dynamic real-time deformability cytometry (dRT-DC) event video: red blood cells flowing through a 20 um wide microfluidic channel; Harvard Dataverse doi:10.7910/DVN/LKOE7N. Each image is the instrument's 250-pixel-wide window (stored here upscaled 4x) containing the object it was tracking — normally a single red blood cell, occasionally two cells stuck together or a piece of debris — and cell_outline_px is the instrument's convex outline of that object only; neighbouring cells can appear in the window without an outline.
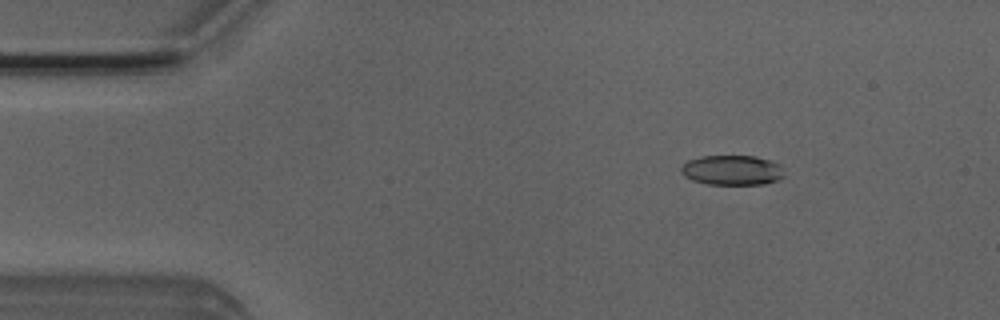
{"species": "Egyptian fruit bat (a non-hibernating species)", "species_latin": "Rousettus aegyptiacus", "temperature_condition": "room temperature", "stored_images_in_passage": 45, "camera_frame_rate_fps": 3000, "um_per_image_px": 0.085, "animal": {"sex": "male"}, "frame": {"image": 1, "passage_image": 1, "time_ms": 0.0, "image_size_px": [1000, 320], "cell_outline_px": [[784, 176], [776, 180], [760, 184], [708, 184], [692, 180], [684, 176], [680, 172], [680, 168], [688, 160], [700, 156], [756, 156], [780, 164]], "centroid_in_image_um": [62.19, 14.46], "position_along_channel_um": 22.8, "area_um2": 17.86}}
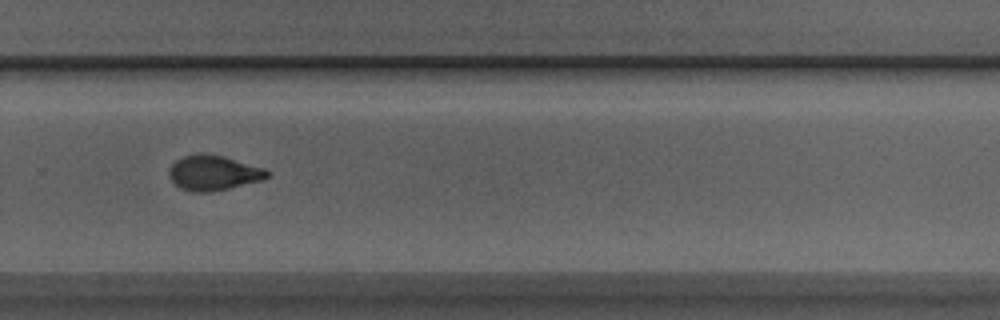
{"frame": {"image": 2, "passage_image": 28, "time_ms": 9.0, "image_size_px": [1000, 320], "cell_outline_px": [[268, 176], [264, 180], [228, 188], [208, 192], [196, 192], [180, 188], [168, 176], [168, 172], [172, 164], [176, 160], [184, 156], [224, 156], [264, 168], [268, 172]], "centroid_in_image_um": [18.16, 14.72], "position_along_channel_um": 311.6, "area_um2": 19.36}}
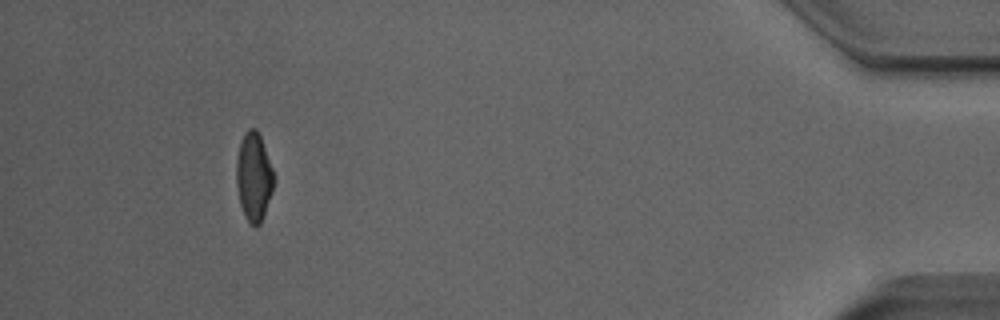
{"frame": {"image": 3, "passage_image": 41, "time_ms": 13.333, "image_size_px": [1000, 320], "cell_outline_px": [[276, 180], [272, 192], [260, 224], [256, 228], [244, 216], [240, 204], [236, 184], [236, 160], [240, 140], [244, 132], [248, 128], [256, 128], [260, 136], [276, 176]], "centroid_in_image_um": [21.58, 15.01], "position_along_channel_um": 413.6, "area_um2": 19.59}, "authors_computed_cell_mechanics": {"area_um2": 19.7098, "velocity_mm_per_s": 3.9891, "shape_relaxation_time_tau1_ms": 4.8627, "shape_relaxation_time_tau2_ms": 1.4282, "deformation_change_tau1": 0.1669, "deformation_change_tau2": 0.071}}